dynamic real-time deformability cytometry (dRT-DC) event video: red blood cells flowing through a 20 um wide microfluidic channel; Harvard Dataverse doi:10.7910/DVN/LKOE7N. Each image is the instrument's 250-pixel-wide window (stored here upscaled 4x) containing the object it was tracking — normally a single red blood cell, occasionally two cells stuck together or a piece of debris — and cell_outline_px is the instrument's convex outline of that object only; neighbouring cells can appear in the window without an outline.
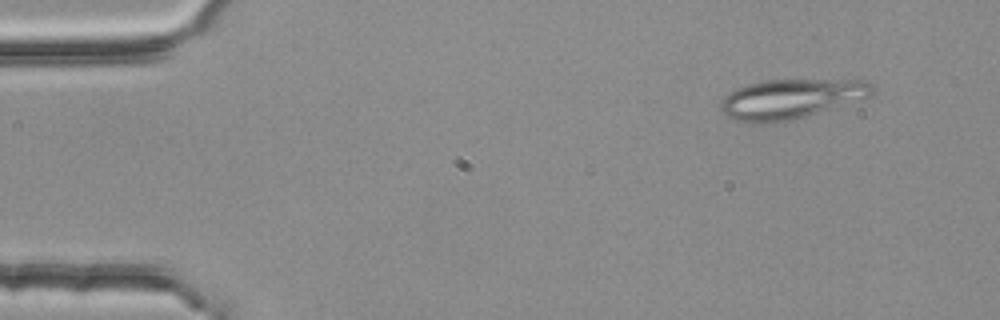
{"species": "common noctule bat (a hibernating species)", "species_latin": "Nyctalus noctula", "temperature_condition": "room temperature", "stored_images_in_passage": 4, "camera_frame_rate_fps": 3000, "um_per_image_px": 0.085, "animal": {"sex": "female", "body_mass_g": 25.1}, "frame": {"image": 1, "passage_image": 1, "time_ms": 0.0, "image_size_px": [1000, 320], "cell_outline_px": [[876, 88], [872, 96], [804, 116], [788, 120], [764, 124], [756, 124], [736, 120], [720, 112], [720, 104], [724, 96], [748, 84], [764, 80], [868, 80]], "centroid_in_image_um": [67.24, 8.4], "position_along_channel_um": 17.8, "area_um2": 34.8}}